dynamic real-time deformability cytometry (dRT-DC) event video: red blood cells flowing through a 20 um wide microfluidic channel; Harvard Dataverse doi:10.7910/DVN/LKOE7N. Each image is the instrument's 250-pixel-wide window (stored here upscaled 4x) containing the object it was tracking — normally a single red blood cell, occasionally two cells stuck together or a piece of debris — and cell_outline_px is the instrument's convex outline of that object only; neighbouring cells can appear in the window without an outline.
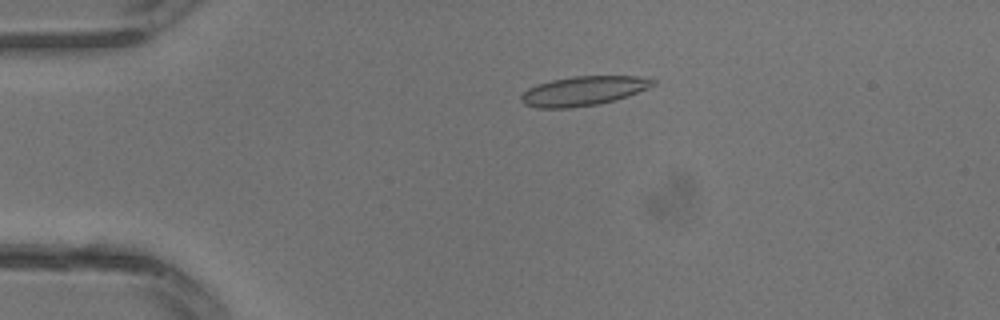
{"species": "common noctule bat (a hibernating species)", "species_latin": "Nyctalus noctula", "temperature_condition": "warm", "stored_images_in_passage": 9, "camera_frame_rate_fps": 3000, "um_per_image_px": 0.085, "animal": {"sex": "male", "body_mass_g": 13.3}, "frame": {"image": 1, "passage_image": 4, "time_ms": 1.0, "image_size_px": [1000, 320], "cell_outline_px": [[656, 84], [648, 88], [628, 96], [616, 100], [600, 104], [572, 108], [536, 108], [524, 104], [520, 100], [520, 96], [528, 88], [552, 80], [572, 76], [640, 76], [656, 80]], "centroid_in_image_um": [49.61, 7.74], "position_along_channel_um": 35.4, "area_um2": 22.72}}
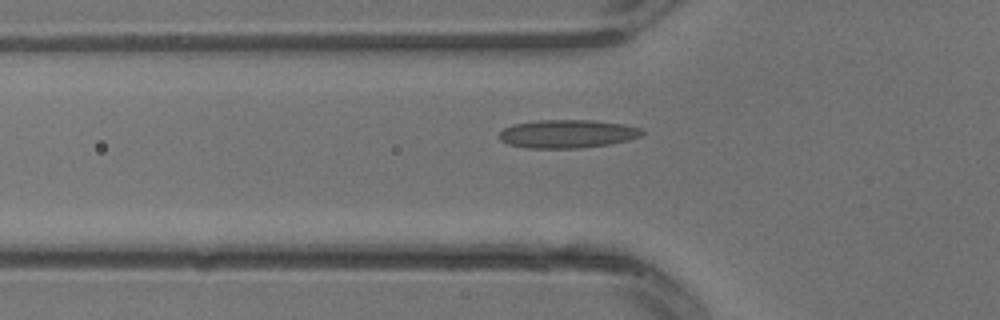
{"frame": {"image": 2, "passage_image": 8, "time_ms": 2.333, "image_size_px": [1000, 320], "cell_outline_px": [[644, 132], [640, 136], [628, 140], [608, 144], [580, 148], [528, 148], [508, 144], [500, 140], [500, 132], [504, 128], [512, 124], [536, 120], [592, 120], [624, 124], [640, 128]], "centroid_in_image_um": [48.21, 11.37], "position_along_channel_um": 77.6, "area_um2": 23.52}}